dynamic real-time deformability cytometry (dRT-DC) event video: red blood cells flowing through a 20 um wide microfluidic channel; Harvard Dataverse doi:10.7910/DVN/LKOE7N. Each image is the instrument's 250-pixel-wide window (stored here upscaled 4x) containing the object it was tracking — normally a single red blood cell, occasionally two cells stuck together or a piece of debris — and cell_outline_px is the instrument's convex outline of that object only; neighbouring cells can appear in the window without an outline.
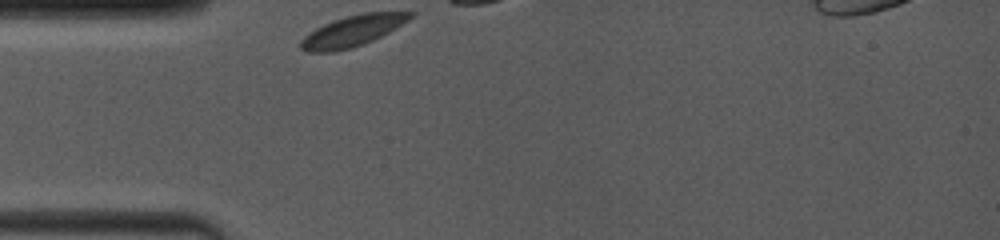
{"species": "common noctule bat (a hibernating species)", "species_latin": "Nyctalus noctula", "temperature_condition": "room temperature", "stored_images_in_passage": 5, "camera_frame_rate_fps": 4000, "um_per_image_px": 0.085, "animal": {"sex": "female", "body_mass_g": 19.0, "forearm_length_mm": 53.3}, "frame": {"image": 1, "passage_image": 1, "time_ms": 0.0, "image_size_px": [1000, 240], "cell_outline_px": [[416, 12], [408, 20], [388, 32], [364, 44], [352, 48], [332, 52], [308, 52], [300, 48], [300, 40], [304, 36], [316, 28], [324, 24], [348, 16], [364, 12]], "centroid_in_image_um": [29.94, 2.64], "position_along_channel_um": 55.1, "area_um2": 19.42}}